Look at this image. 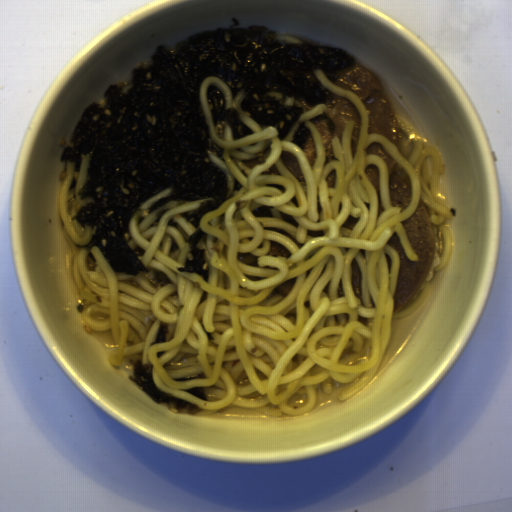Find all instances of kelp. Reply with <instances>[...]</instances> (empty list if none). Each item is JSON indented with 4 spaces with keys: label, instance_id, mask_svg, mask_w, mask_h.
I'll return each instance as SVG.
<instances>
[{
    "label": "kelp",
    "instance_id": "obj_5",
    "mask_svg": "<svg viewBox=\"0 0 512 512\" xmlns=\"http://www.w3.org/2000/svg\"><path fill=\"white\" fill-rule=\"evenodd\" d=\"M169 332L168 322L158 323L157 333L154 343H164L166 341V334Z\"/></svg>",
    "mask_w": 512,
    "mask_h": 512
},
{
    "label": "kelp",
    "instance_id": "obj_4",
    "mask_svg": "<svg viewBox=\"0 0 512 512\" xmlns=\"http://www.w3.org/2000/svg\"><path fill=\"white\" fill-rule=\"evenodd\" d=\"M311 135V132L309 129H307L303 122L299 125L292 141H294L295 143H297L300 148L304 151L305 150V147H306V143L309 139Z\"/></svg>",
    "mask_w": 512,
    "mask_h": 512
},
{
    "label": "kelp",
    "instance_id": "obj_3",
    "mask_svg": "<svg viewBox=\"0 0 512 512\" xmlns=\"http://www.w3.org/2000/svg\"><path fill=\"white\" fill-rule=\"evenodd\" d=\"M207 103L215 133L224 134L227 125L231 126L234 140L254 133L241 120L236 108H226L224 96L215 86H209L206 92Z\"/></svg>",
    "mask_w": 512,
    "mask_h": 512
},
{
    "label": "kelp",
    "instance_id": "obj_6",
    "mask_svg": "<svg viewBox=\"0 0 512 512\" xmlns=\"http://www.w3.org/2000/svg\"><path fill=\"white\" fill-rule=\"evenodd\" d=\"M187 393L208 402L203 387L190 388L189 390H187Z\"/></svg>",
    "mask_w": 512,
    "mask_h": 512
},
{
    "label": "kelp",
    "instance_id": "obj_2",
    "mask_svg": "<svg viewBox=\"0 0 512 512\" xmlns=\"http://www.w3.org/2000/svg\"><path fill=\"white\" fill-rule=\"evenodd\" d=\"M128 378L131 382L135 383L141 391L148 395L154 403L166 404L172 414L188 413L194 416L204 410L188 401L174 398L162 392L153 380L152 365L142 364L139 359L133 363L132 374L129 375Z\"/></svg>",
    "mask_w": 512,
    "mask_h": 512
},
{
    "label": "kelp",
    "instance_id": "obj_1",
    "mask_svg": "<svg viewBox=\"0 0 512 512\" xmlns=\"http://www.w3.org/2000/svg\"><path fill=\"white\" fill-rule=\"evenodd\" d=\"M229 27L193 33L174 45L163 44L138 63L129 79L108 86L103 98L85 107L63 148L59 161L75 162L71 190L79 179L82 155L90 162L81 199L91 197L75 218L92 231L87 248L97 246L113 272L136 276L149 272L126 242L136 209L149 197L171 187L149 211L171 200L196 201L198 208L181 214L195 227L179 272H196L208 281L202 217L218 210L228 193L226 175L209 159L224 161L223 147L211 138L204 117L200 86L205 77H217L258 124L274 126L279 139L287 137L303 107L284 106L269 92L306 98L307 104L332 103L334 94L306 73L322 69L330 82L338 70L356 59L337 47L285 44L279 31L268 26H242L233 16Z\"/></svg>",
    "mask_w": 512,
    "mask_h": 512
}]
</instances>
